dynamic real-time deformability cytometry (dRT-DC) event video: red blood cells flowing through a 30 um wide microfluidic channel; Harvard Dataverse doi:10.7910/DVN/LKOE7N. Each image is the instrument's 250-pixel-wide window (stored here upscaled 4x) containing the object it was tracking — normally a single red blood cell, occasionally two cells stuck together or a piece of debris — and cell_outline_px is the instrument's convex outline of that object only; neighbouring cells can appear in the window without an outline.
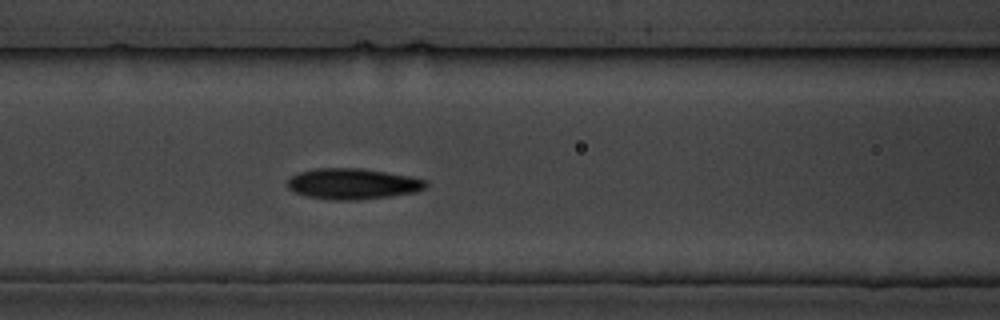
{"species": "common noctule bat (a hibernating species)", "species_latin": "Nyctalus noctula", "temperature_condition": "cold", "stored_images_in_passage": 4, "segment_of_instrument_passage": [1, 2], "camera_frame_rate_fps": 3000, "um_per_image_px": 0.085, "animal": {"sex": "male", "body_mass_g": 19.5, "forearm_length_mm": 54.6}, "frame": {"image": 1, "passage_image": 3, "time_ms": 2.0, "image_size_px": [1000, 320], "cell_outline_px": [[428, 184], [424, 188], [416, 192], [388, 196], [356, 200], [332, 200], [308, 196], [296, 192], [288, 188], [288, 180], [292, 176], [300, 172], [312, 168], [360, 168], [412, 176], [424, 180]], "centroid_in_image_um": [29.98, 15.62], "position_along_channel_um": 136.6, "area_um2": 24.68}}